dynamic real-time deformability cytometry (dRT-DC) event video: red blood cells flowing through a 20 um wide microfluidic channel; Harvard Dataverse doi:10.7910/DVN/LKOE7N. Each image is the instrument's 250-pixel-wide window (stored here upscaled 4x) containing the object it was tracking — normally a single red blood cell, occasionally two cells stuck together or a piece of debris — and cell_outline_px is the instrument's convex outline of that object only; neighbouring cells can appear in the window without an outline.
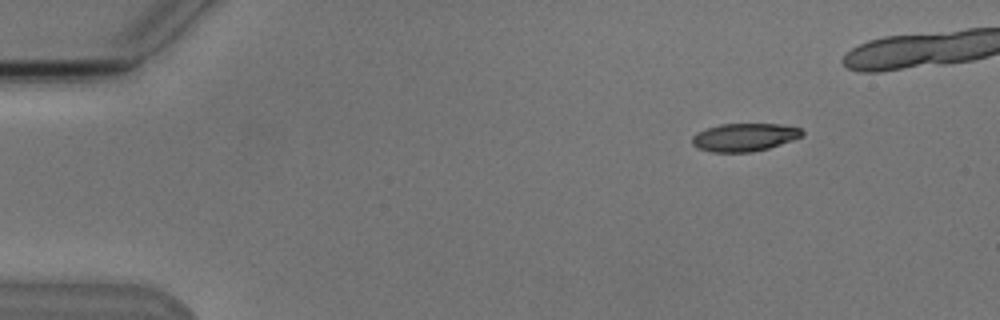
{"species": "Egyptian fruit bat (a non-hibernating species)", "species_latin": "Rousettus aegyptiacus", "temperature_condition": "cold", "stored_images_in_passage": 4, "camera_frame_rate_fps": 3000, "um_per_image_px": 0.085, "animal": {"sex": "male"}, "frame": {"image": 1, "passage_image": 1, "time_ms": 0.0, "image_size_px": [1000, 320], "cell_outline_px": [[804, 136], [768, 148], [752, 152], [712, 152], [700, 148], [692, 144], [692, 136], [696, 132], [720, 124], [780, 124], [800, 128], [804, 132]], "centroid_in_image_um": [63.28, 11.66], "position_along_channel_um": 21.7, "area_um2": 17.86}}